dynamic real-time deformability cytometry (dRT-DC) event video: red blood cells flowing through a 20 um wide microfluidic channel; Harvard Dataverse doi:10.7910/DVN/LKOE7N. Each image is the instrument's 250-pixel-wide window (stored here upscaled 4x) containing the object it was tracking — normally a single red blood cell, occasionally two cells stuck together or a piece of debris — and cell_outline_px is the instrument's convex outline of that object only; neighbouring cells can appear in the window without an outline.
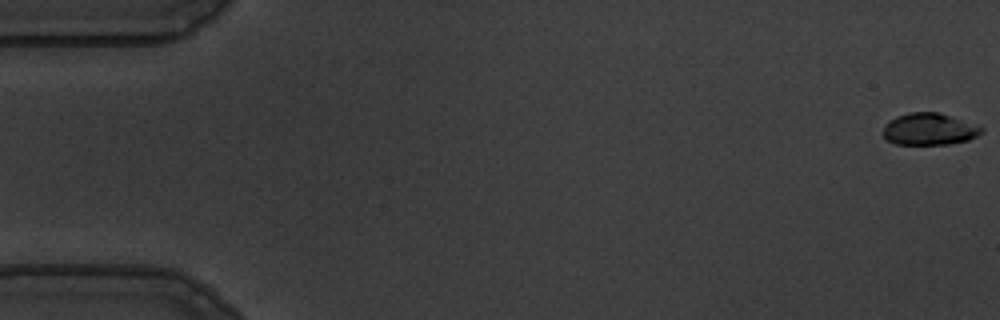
{"species": "common noctule bat (a hibernating species)", "species_latin": "Nyctalus noctula", "temperature_condition": "warm", "stored_images_in_passage": 52, "camera_frame_rate_fps": 3000, "um_per_image_px": 0.085, "animal": {"sex": "male", "body_mass_g": 19.5, "forearm_length_mm": 54.6}, "frame": {"image": 1, "passage_image": 1, "time_ms": 0.0, "image_size_px": [1000, 320], "cell_outline_px": [[984, 132], [968, 140], [948, 144], [896, 144], [888, 140], [884, 136], [884, 128], [888, 120], [896, 116], [908, 112], [940, 112], [984, 128]], "centroid_in_image_um": [78.98, 10.97], "position_along_channel_um": 6.0, "area_um2": 18.21}}
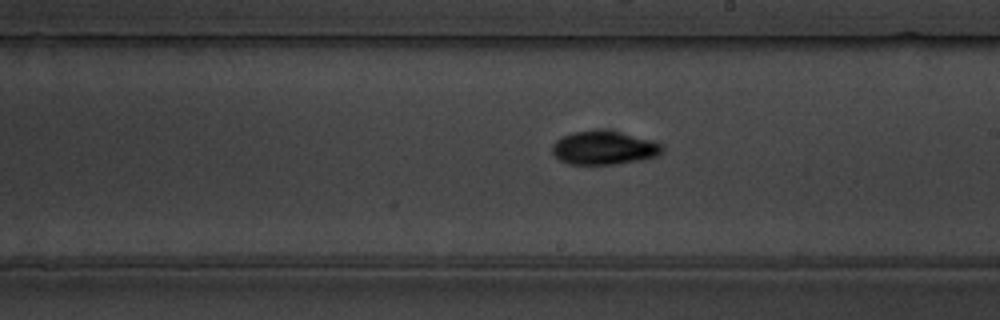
{"frame": {"image": 2, "passage_image": 32, "time_ms": 10.333, "image_size_px": [1000, 320], "cell_outline_px": [[664, 152], [656, 156], [644, 160], [616, 164], [568, 164], [560, 160], [552, 152], [552, 144], [556, 140], [572, 132], [620, 132], [652, 140], [664, 144]], "centroid_in_image_um": [51.4, 12.6], "position_along_channel_um": 237.6, "area_um2": 21.27}}
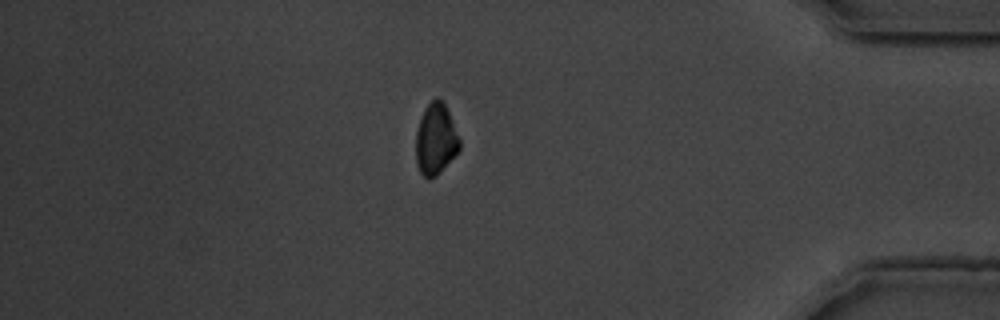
{"frame": {"image": 3, "passage_image": 48, "time_ms": 15.667, "image_size_px": [1000, 320], "cell_outline_px": [[460, 148], [436, 176], [428, 180], [420, 172], [416, 164], [416, 132], [420, 120], [428, 104], [436, 96], [444, 100], [460, 140]], "centroid_in_image_um": [37.03, 11.82], "position_along_channel_um": 398.2, "area_um2": 17.98}, "authors_computed_cell_mechanics": {"area_um2": 20.1722, "velocity_mm_per_s": 3.6684, "shape_relaxation_time_tau1_ms": 3.4407, "shape_relaxation_time_tau2_ms": 5.932, "deformation_change_tau1": 0.1254, "deformation_change_tau2": 0.0805}}